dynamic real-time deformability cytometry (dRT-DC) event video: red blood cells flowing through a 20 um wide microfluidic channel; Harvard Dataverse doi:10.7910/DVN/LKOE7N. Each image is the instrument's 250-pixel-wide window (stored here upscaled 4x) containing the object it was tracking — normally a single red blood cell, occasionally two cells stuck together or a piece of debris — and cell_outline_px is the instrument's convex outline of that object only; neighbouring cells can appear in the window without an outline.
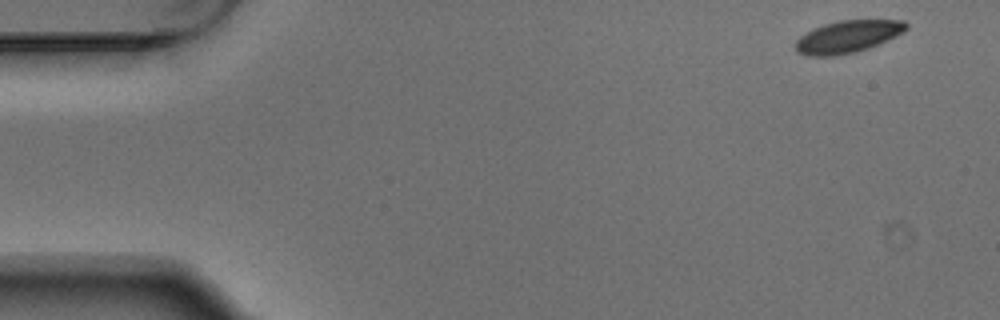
{"species": "Egyptian fruit bat (a non-hibernating species)", "species_latin": "Rousettus aegyptiacus", "temperature_condition": "warm", "stored_images_in_passage": 7, "camera_frame_rate_fps": 3000, "um_per_image_px": 0.085, "animal": {"sex": "male"}, "frame": {"image": 1, "passage_image": 1, "time_ms": 0.0, "image_size_px": [1000, 320], "cell_outline_px": [[908, 28], [868, 48], [856, 52], [832, 56], [808, 56], [800, 52], [796, 48], [796, 40], [800, 36], [824, 24], [840, 20], [904, 20], [908, 24]], "centroid_in_image_um": [72.03, 3.11], "position_along_channel_um": 13.0, "area_um2": 20.23}}
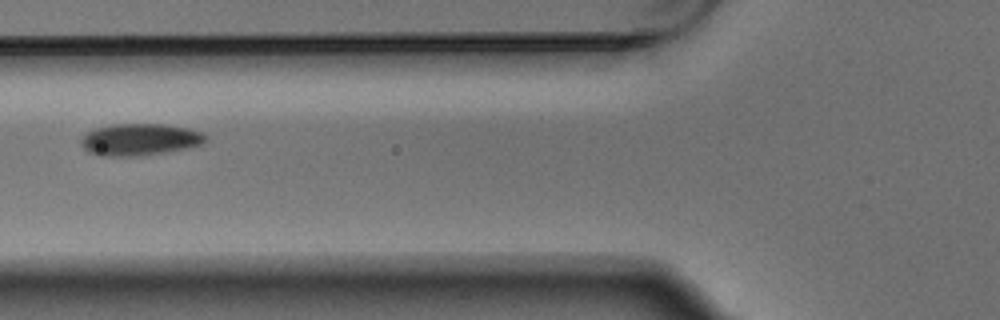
{"frame": {"image": 2, "passage_image": 6, "time_ms": 1.667, "image_size_px": [1000, 320], "cell_outline_px": [[208, 140], [204, 144], [188, 148], [140, 156], [100, 156], [88, 152], [80, 144], [80, 140], [88, 132], [96, 128], [112, 124], [164, 124], [188, 128], [204, 132], [208, 136]], "centroid_in_image_um": [11.93, 11.86], "position_along_channel_um": 113.9, "area_um2": 23.41}}
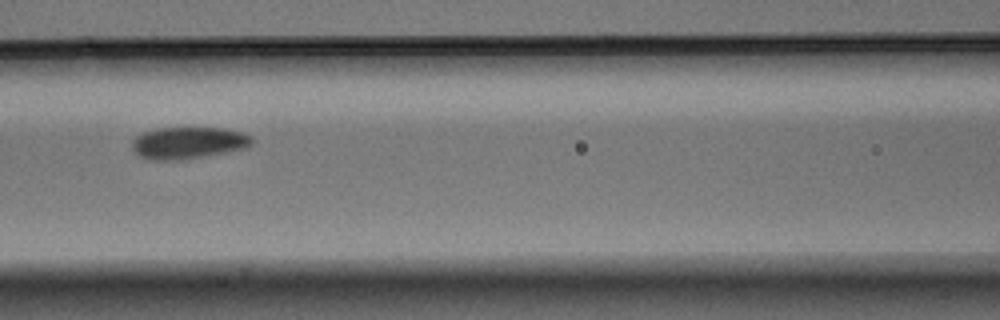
{"frame": {"image": 3, "passage_image": 7, "time_ms": 2.0, "image_size_px": [1000, 320], "cell_outline_px": [[252, 144], [248, 148], [208, 156], [184, 160], [148, 160], [140, 156], [132, 148], [132, 140], [136, 136], [144, 132], [156, 128], [224, 128], [244, 132], [252, 136]], "centroid_in_image_um": [16.04, 12.15], "position_along_channel_um": 150.6, "area_um2": 22.66}}